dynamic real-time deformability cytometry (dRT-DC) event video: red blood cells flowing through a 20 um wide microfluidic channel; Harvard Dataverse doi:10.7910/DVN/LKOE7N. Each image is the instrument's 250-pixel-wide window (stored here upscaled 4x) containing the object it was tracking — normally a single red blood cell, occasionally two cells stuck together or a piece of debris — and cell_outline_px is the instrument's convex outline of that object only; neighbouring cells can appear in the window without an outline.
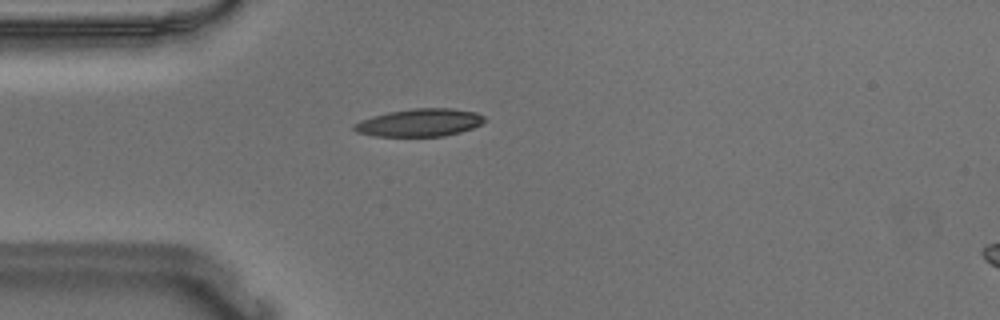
{"species": "Egyptian fruit bat (a non-hibernating species)", "species_latin": "Rousettus aegyptiacus", "temperature_condition": "warm", "stored_images_in_passage": 42, "camera_frame_rate_fps": 3000, "um_per_image_px": 0.085, "animal": {"sex": "male"}, "frame": {"image": 1, "passage_image": 2, "time_ms": 0.333, "image_size_px": [1000, 320], "cell_outline_px": [[484, 120], [480, 124], [472, 128], [460, 132], [444, 136], [376, 136], [356, 132], [352, 128], [352, 124], [360, 120], [372, 116], [388, 112], [412, 108], [452, 108], [476, 112], [484, 116]], "centroid_in_image_um": [35.63, 10.42], "position_along_channel_um": 49.4, "area_um2": 21.1}}
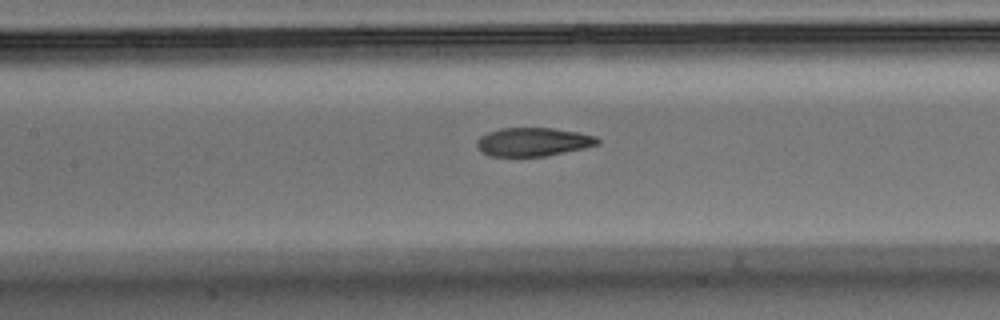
{"frame": {"image": 2, "passage_image": 12, "time_ms": 3.667, "image_size_px": [1000, 320], "cell_outline_px": [[600, 144], [584, 148], [544, 156], [492, 156], [484, 152], [476, 144], [476, 140], [480, 136], [488, 132], [500, 128], [552, 128], [576, 132], [596, 136], [600, 140]], "centroid_in_image_um": [45.33, 12.05], "position_along_channel_um": 162.1, "area_um2": 19.88}}
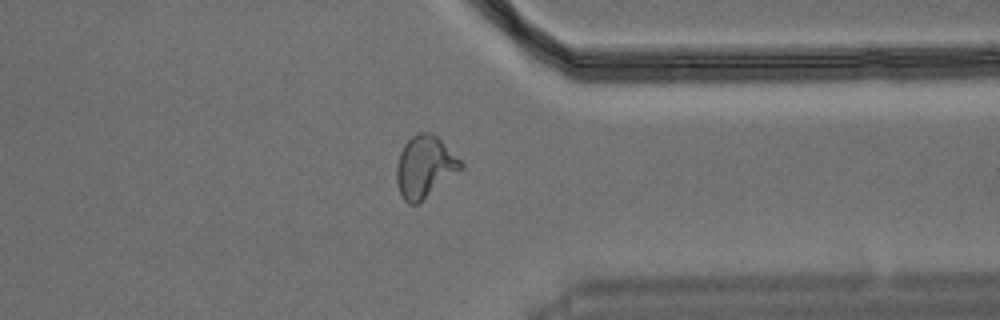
{"frame": {"image": 3, "passage_image": 30, "time_ms": 9.667, "image_size_px": [1000, 320], "cell_outline_px": [[464, 168], [420, 204], [408, 204], [404, 200], [400, 192], [396, 180], [396, 168], [400, 152], [404, 144], [416, 132], [428, 132], [436, 136], [464, 164]], "centroid_in_image_um": [36.11, 14.22], "position_along_channel_um": 375.3, "area_um2": 23.29}, "authors_computed_cell_mechanics": {"area_um2": 21.5016, "velocity_mm_per_s": 3.6391, "shape_relaxation_time_tau1_ms": 7.9295, "shape_relaxation_time_tau2_ms": 1.4578, "deformation_change_tau1": 0.2697, "deformation_change_tau2": 0.0861}}